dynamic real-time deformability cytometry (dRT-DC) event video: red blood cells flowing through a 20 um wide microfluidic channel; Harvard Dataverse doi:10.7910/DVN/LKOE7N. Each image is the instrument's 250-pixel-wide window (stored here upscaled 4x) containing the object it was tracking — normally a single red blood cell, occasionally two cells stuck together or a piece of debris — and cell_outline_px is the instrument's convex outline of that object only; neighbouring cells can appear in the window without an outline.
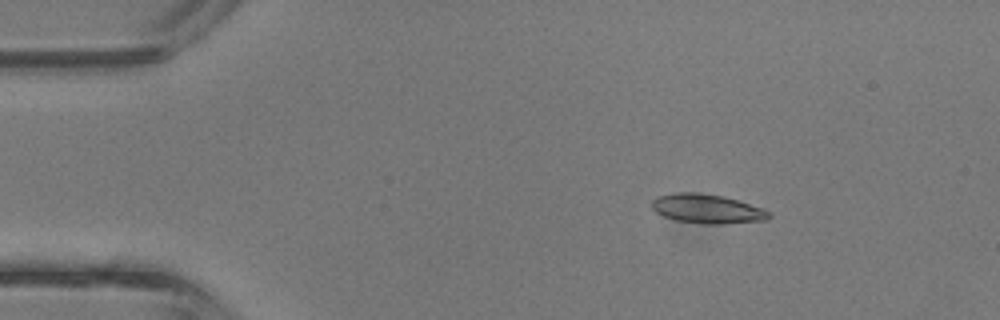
{"species": "common noctule bat (a hibernating species)", "species_latin": "Nyctalus noctula", "temperature_condition": "room temperature", "stored_images_in_passage": 4, "segment_of_instrument_passage": [1, 2], "camera_frame_rate_fps": 3000, "um_per_image_px": 0.085, "animal": {"sex": "male", "body_mass_g": 13.3}, "frame": {"image": 1, "passage_image": 2, "time_ms": 0.333, "image_size_px": [1000, 320], "cell_outline_px": [[772, 216], [764, 220], [720, 224], [704, 224], [676, 220], [664, 216], [656, 212], [652, 208], [652, 200], [656, 196], [676, 192], [692, 192], [720, 196], [736, 200], [764, 208]], "centroid_in_image_um": [60.07, 17.75], "position_along_channel_um": 24.9, "area_um2": 19.71}}
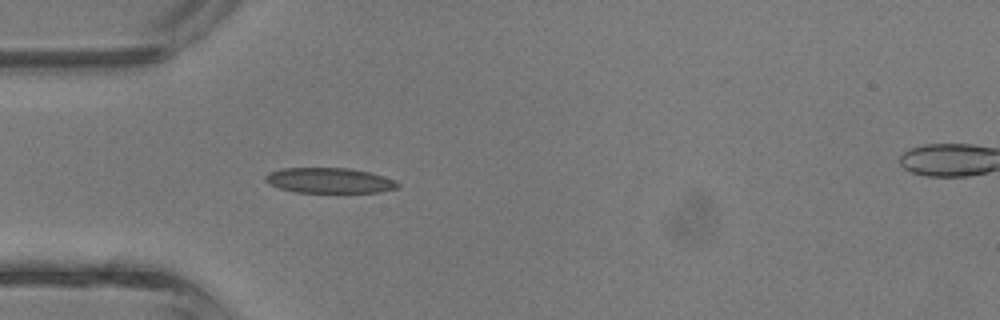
{"frame": {"image": 2, "passage_image": 3, "time_ms": 0.667, "image_size_px": [1000, 320], "cell_outline_px": [[400, 188], [380, 192], [296, 192], [280, 188], [268, 184], [264, 180], [264, 176], [268, 172], [284, 168], [348, 168], [368, 172], [392, 180], [400, 184]], "centroid_in_image_um": [27.95, 15.34], "position_along_channel_um": 57.1, "area_um2": 19.36}}